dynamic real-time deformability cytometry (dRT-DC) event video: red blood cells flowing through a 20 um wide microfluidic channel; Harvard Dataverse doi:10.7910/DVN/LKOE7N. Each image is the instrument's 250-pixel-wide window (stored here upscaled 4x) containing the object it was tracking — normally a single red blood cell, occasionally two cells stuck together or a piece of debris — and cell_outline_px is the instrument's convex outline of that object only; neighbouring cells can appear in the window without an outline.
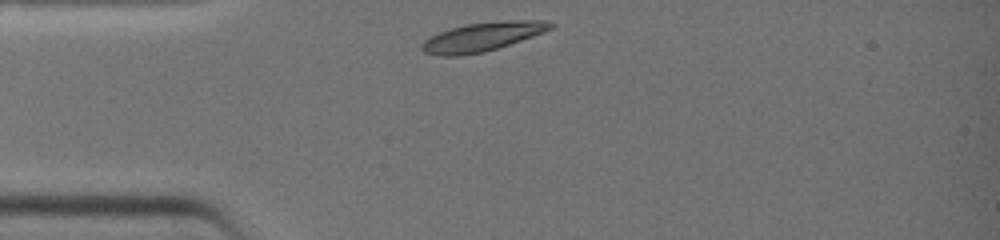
{"species": "common noctule bat (a hibernating species)", "species_latin": "Nyctalus noctula", "temperature_condition": "warm", "stored_images_in_passage": 25, "camera_frame_rate_fps": 3000, "um_per_image_px": 0.085, "animal": {"sex": "female", "body_mass_g": 19.0, "forearm_length_mm": 51.5}, "frame": {"image": 1, "passage_image": 1, "time_ms": 0.0, "image_size_px": [1000, 240], "cell_outline_px": [[556, 24], [552, 28], [544, 32], [484, 52], [460, 56], [436, 56], [424, 52], [420, 48], [420, 44], [424, 40], [440, 32], [452, 28], [468, 24], [504, 20], [548, 20]], "centroid_in_image_um": [41.0, 3.13], "position_along_channel_um": 44.0, "area_um2": 21.56}}
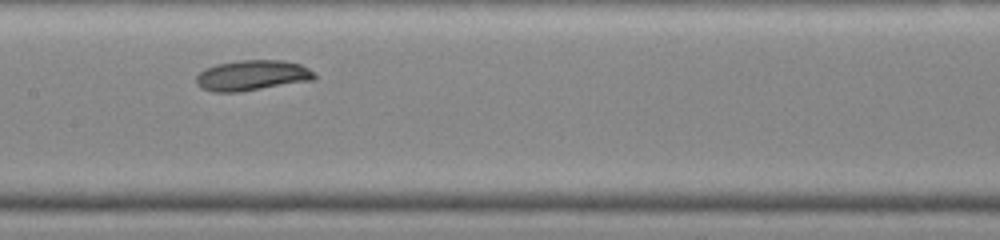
{"frame": {"image": 2, "passage_image": 11, "time_ms": 3.333, "image_size_px": [1000, 240], "cell_outline_px": [[316, 76], [312, 80], [240, 92], [212, 92], [200, 88], [196, 84], [196, 76], [204, 68], [216, 64], [236, 60], [284, 60], [300, 64], [308, 68]], "centroid_in_image_um": [21.37, 6.41], "position_along_channel_um": 186.0, "area_um2": 21.1}}
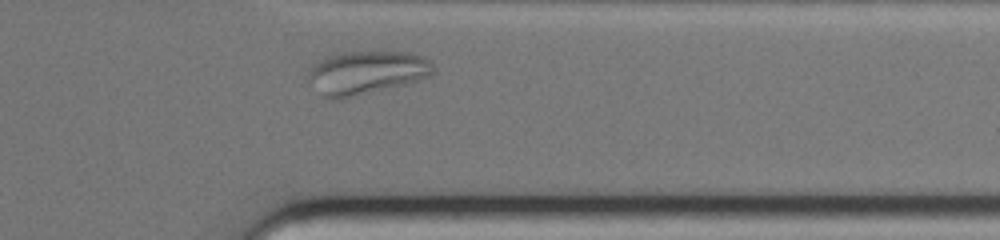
{"frame": {"image": 3, "passage_image": 23, "time_ms": 7.333, "image_size_px": [1000, 240], "cell_outline_px": [[436, 68], [428, 76], [404, 84], [352, 96], [332, 100], [324, 96], [308, 80], [308, 68], [316, 60], [324, 56], [340, 52], [404, 52], [424, 56], [432, 60]], "centroid_in_image_um": [31.12, 6.13], "position_along_channel_um": 380.3, "area_um2": 31.5}}